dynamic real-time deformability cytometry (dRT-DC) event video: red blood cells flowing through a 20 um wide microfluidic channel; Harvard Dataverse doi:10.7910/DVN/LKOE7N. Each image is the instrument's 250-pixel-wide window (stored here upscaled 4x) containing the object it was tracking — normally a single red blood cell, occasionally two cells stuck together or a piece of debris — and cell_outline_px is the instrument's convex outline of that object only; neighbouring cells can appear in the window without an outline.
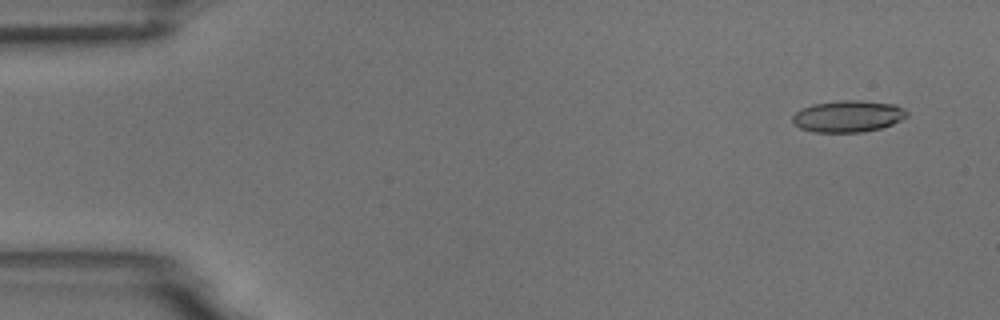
{"species": "common noctule bat (a hibernating species)", "species_latin": "Nyctalus noctula", "temperature_condition": "room temperature", "stored_images_in_passage": 8, "camera_frame_rate_fps": 3000, "um_per_image_px": 0.085, "animal": {"sex": "male", "body_mass_g": 18.8}, "frame": {"image": 1, "passage_image": 1, "time_ms": 0.0, "image_size_px": [1000, 320], "cell_outline_px": [[908, 116], [892, 124], [880, 128], [860, 132], [812, 132], [800, 128], [792, 120], [792, 116], [800, 108], [812, 104], [840, 100], [860, 100], [896, 104], [904, 108], [908, 112]], "centroid_in_image_um": [72.08, 9.87], "position_along_channel_um": 12.9, "area_um2": 21.21}}
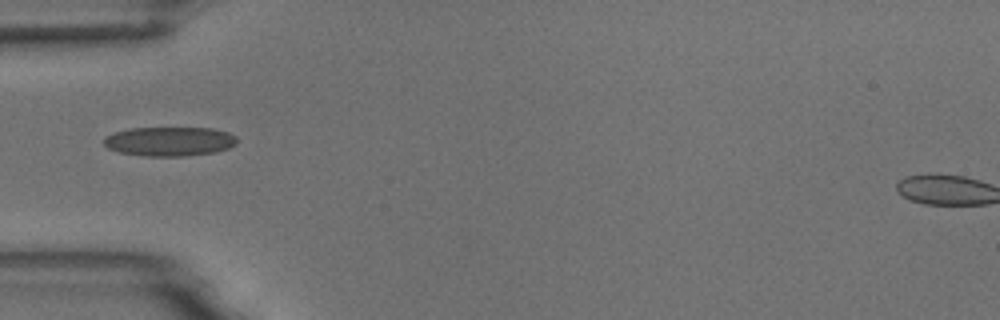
{"frame": {"image": 2, "passage_image": 5, "time_ms": 4.667, "image_size_px": [1000, 320], "cell_outline_px": [[236, 144], [228, 148], [216, 152], [184, 156], [144, 156], [120, 152], [108, 148], [104, 144], [104, 136], [112, 132], [132, 128], [212, 128], [228, 132], [236, 136]], "centroid_in_image_um": [14.4, 12.01], "position_along_channel_um": 70.6, "area_um2": 22.77}}